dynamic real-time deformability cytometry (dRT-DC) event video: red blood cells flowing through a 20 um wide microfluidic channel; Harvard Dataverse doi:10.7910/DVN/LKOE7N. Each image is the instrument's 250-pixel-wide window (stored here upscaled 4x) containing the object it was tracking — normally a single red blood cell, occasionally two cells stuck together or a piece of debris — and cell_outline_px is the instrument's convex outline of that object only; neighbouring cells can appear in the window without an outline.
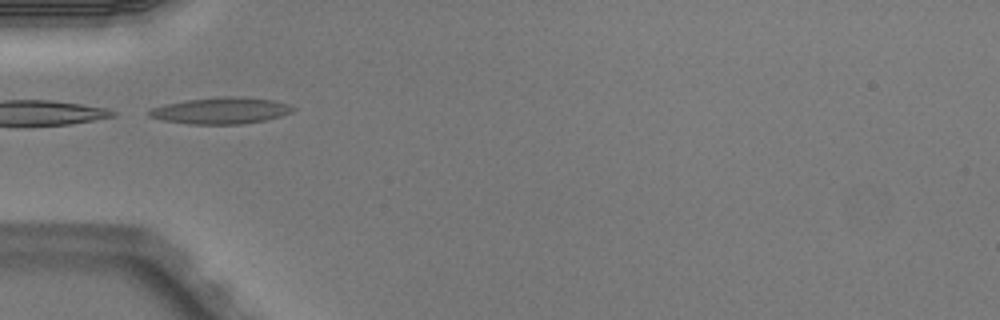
{"species": "Egyptian fruit bat (a non-hibernating species)", "species_latin": "Rousettus aegyptiacus", "temperature_condition": "warm", "stored_images_in_passage": 5, "camera_frame_rate_fps": 3000, "um_per_image_px": 0.085, "animal": {"sex": "male"}, "frame": {"image": 1, "passage_image": 5, "time_ms": 1.333, "image_size_px": [1000, 320], "cell_outline_px": [[296, 108], [292, 112], [280, 116], [264, 120], [240, 124], [188, 124], [164, 120], [148, 116], [148, 112], [152, 108], [168, 104], [188, 100], [228, 96], [236, 96], [272, 100], [288, 104]], "centroid_in_image_um": [18.8, 9.41], "position_along_channel_um": 66.2, "area_um2": 21.79}}